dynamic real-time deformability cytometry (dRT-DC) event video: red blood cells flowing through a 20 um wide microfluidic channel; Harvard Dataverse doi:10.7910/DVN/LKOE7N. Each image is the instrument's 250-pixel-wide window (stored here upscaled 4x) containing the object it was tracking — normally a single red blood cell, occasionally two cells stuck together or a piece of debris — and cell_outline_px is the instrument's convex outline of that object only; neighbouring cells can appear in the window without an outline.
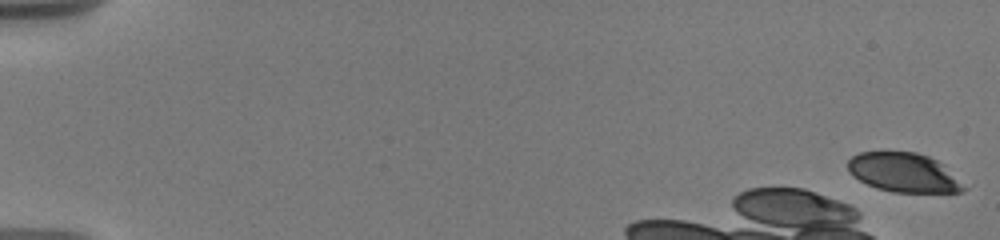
{"species": "human", "species_latin": "Homo sapiens", "temperature_condition": "warm", "stored_images_in_passage": 18, "camera_frame_rate_fps": 3000, "um_per_image_px": 0.085, "donor": {"sex": "male"}, "frame": {"image": 1, "passage_image": 1, "time_ms": 0.0, "image_size_px": [1000, 240], "cell_outline_px": [[968, 188], [964, 192], [892, 192], [876, 188], [852, 176], [848, 172], [848, 160], [852, 156], [860, 152], [916, 152], [928, 156], [944, 164]], "centroid_in_image_um": [76.83, 14.67], "position_along_channel_um": 8.2, "area_um2": 26.59}}
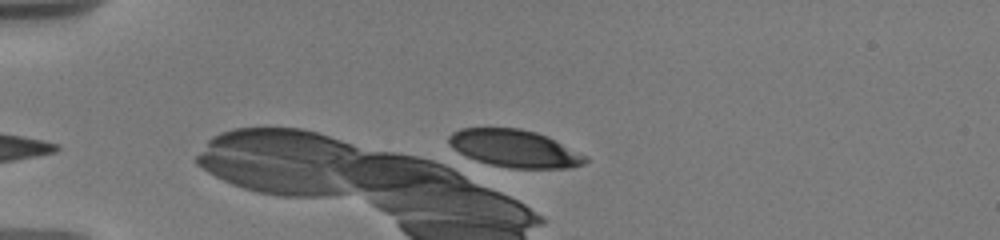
{"frame": {"image": 2, "passage_image": 18, "time_ms": 4.667, "image_size_px": [1000, 240], "cell_outline_px": [[588, 160], [584, 164], [568, 168], [512, 168], [492, 164], [476, 160], [452, 148], [448, 144], [448, 136], [452, 132], [460, 128], [520, 128], [536, 132], [548, 136], [588, 156]], "centroid_in_image_um": [43.76, 12.61], "position_along_channel_um": 41.2, "area_um2": 29.77}}